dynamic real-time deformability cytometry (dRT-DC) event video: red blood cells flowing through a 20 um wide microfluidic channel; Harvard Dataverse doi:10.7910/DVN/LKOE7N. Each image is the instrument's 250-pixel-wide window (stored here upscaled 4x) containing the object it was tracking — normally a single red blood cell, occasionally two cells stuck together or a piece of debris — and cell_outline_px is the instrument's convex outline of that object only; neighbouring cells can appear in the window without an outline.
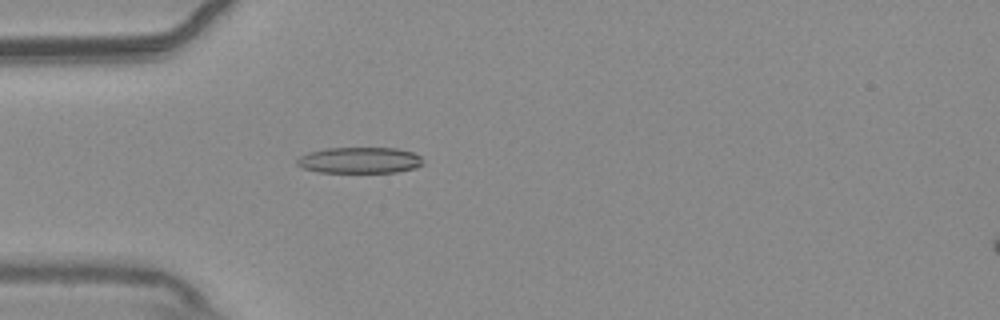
{"species": "common noctule bat (a hibernating species)", "species_latin": "Nyctalus noctula", "temperature_condition": "warm", "stored_images_in_passage": 55, "camera_frame_rate_fps": 3000, "um_per_image_px": 0.085, "animal": {"sex": "male", "body_mass_g": 20.4}, "frame": {"image": 1, "passage_image": 16, "time_ms": 5.0, "image_size_px": [1000, 320], "cell_outline_px": [[424, 164], [416, 168], [396, 172], [320, 172], [304, 168], [296, 164], [296, 160], [300, 156], [308, 152], [324, 148], [396, 148], [412, 152], [420, 156], [424, 160]], "centroid_in_image_um": [30.59, 13.61], "position_along_channel_um": 54.4, "area_um2": 19.25}}
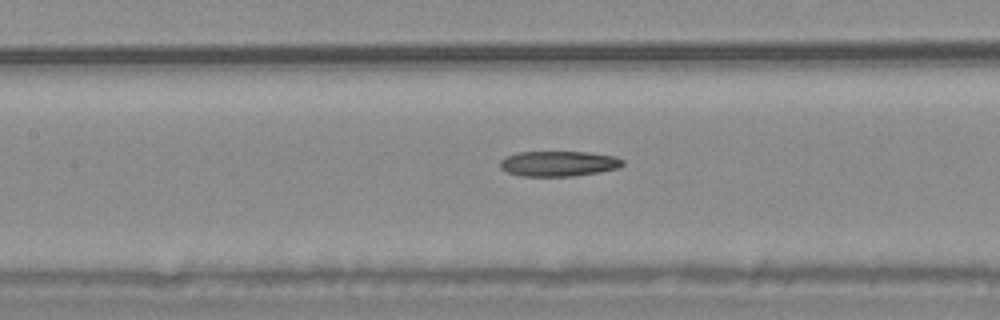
{"frame": {"image": 2, "passage_image": 25, "time_ms": 8.0, "image_size_px": [1000, 320], "cell_outline_px": [[624, 164], [620, 168], [600, 172], [572, 176], [520, 176], [508, 172], [500, 168], [500, 160], [504, 156], [516, 152], [588, 152], [616, 156], [624, 160]], "centroid_in_image_um": [47.49, 13.9], "position_along_channel_um": 159.9, "area_um2": 18.32}}
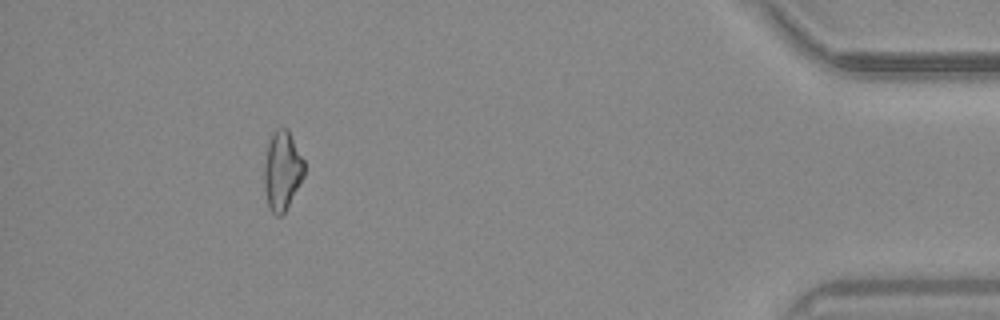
{"frame": {"image": 3, "passage_image": 50, "time_ms": 16.333, "image_size_px": [1000, 320], "cell_outline_px": [[304, 176], [284, 212], [280, 216], [276, 216], [268, 208], [264, 188], [264, 164], [268, 144], [272, 132], [276, 128], [288, 128], [304, 160]], "centroid_in_image_um": [23.97, 14.49], "position_along_channel_um": 411.2, "area_um2": 18.5}, "authors_computed_cell_mechanics": {"area_um2": 18.9006, "velocity_mm_per_s": 3.7216, "shape_relaxation_time_tau1_ms": null, "shape_relaxation_time_tau2_ms": 10.8754, "deformation_change_tau1": null, "deformation_change_tau2": 0.2409}}